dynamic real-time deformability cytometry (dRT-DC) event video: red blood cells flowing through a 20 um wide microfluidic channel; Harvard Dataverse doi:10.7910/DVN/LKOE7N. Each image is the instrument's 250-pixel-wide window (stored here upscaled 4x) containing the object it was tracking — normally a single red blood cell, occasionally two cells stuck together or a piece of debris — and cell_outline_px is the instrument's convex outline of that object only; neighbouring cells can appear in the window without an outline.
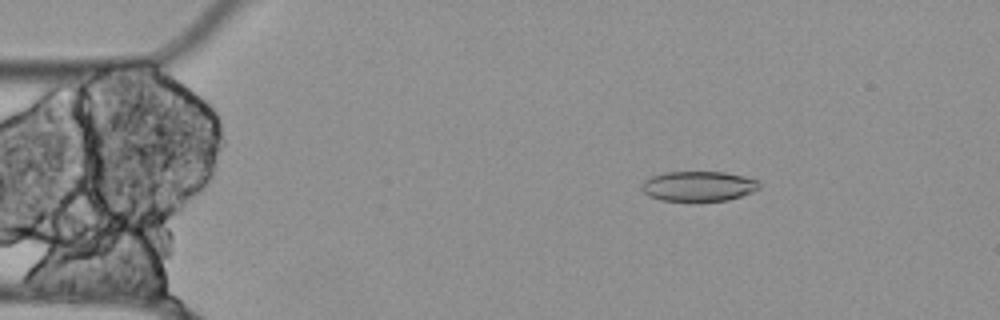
{"species": "Egyptian fruit bat (a non-hibernating species)", "species_latin": "Rousettus aegyptiacus", "temperature_condition": "cold", "stored_images_in_passage": 56, "camera_frame_rate_fps": 3000, "um_per_image_px": 0.085, "animal": {"sex": "female"}, "frame": {"image": 1, "passage_image": 9, "time_ms": 2.667, "image_size_px": [1000, 320], "cell_outline_px": [[760, 188], [752, 192], [728, 200], [660, 200], [648, 196], [640, 188], [644, 180], [652, 176], [664, 172], [724, 172], [744, 176], [756, 180], [760, 184]], "centroid_in_image_um": [59.35, 15.81], "position_along_channel_um": 25.7, "area_um2": 20.4}}
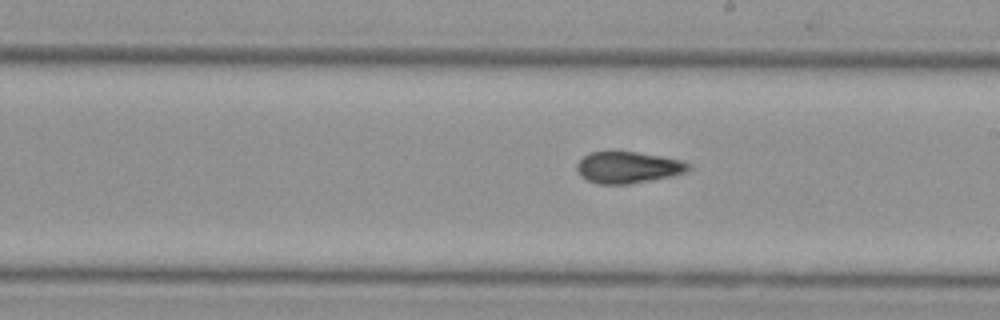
{"frame": {"image": 2, "passage_image": 31, "time_ms": 10.0, "image_size_px": [1000, 320], "cell_outline_px": [[692, 168], [688, 172], [672, 176], [652, 180], [628, 184], [596, 184], [580, 176], [576, 168], [576, 164], [588, 152], [636, 152], [660, 156], [680, 160], [692, 164]], "centroid_in_image_um": [53.4, 14.24], "position_along_channel_um": 235.6, "area_um2": 20.63}}
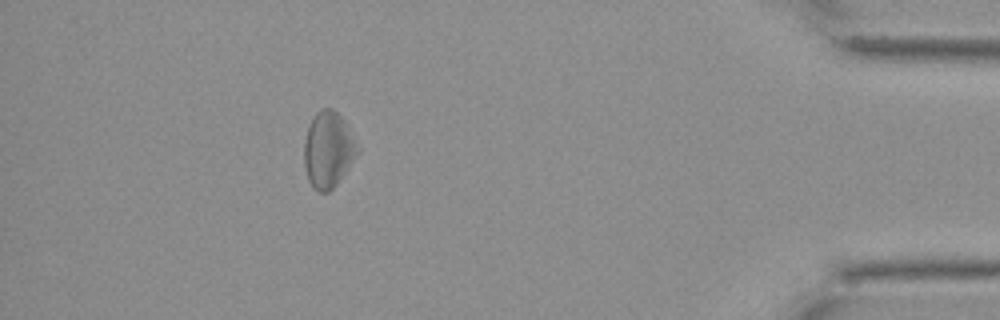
{"frame": {"image": 3, "passage_image": 50, "time_ms": 16.333, "image_size_px": [1000, 320], "cell_outline_px": [[360, 148], [336, 184], [328, 192], [320, 192], [312, 188], [308, 180], [304, 168], [304, 140], [308, 124], [316, 112], [320, 108], [332, 108], [344, 120]], "centroid_in_image_um": [27.85, 12.7], "position_along_channel_um": 407.3, "area_um2": 23.52}}